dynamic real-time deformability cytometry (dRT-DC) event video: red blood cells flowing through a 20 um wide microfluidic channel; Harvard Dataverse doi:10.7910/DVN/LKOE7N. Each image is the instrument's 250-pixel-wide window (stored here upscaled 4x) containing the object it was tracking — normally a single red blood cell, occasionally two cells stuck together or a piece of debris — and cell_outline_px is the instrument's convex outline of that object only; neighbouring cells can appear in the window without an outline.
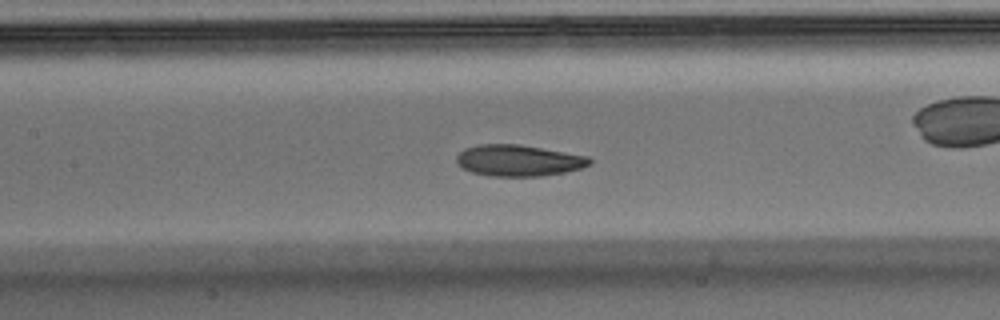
{"species": "Egyptian fruit bat (a non-hibernating species)", "species_latin": "Rousettus aegyptiacus", "temperature_condition": "warm", "stored_images_in_passage": 47, "camera_frame_rate_fps": 3000, "um_per_image_px": 0.085, "animal": {"sex": "male"}, "frame": {"image": 1, "passage_image": 21, "time_ms": 6.667, "image_size_px": [1000, 320], "cell_outline_px": [[592, 160], [588, 164], [580, 168], [564, 172], [544, 176], [488, 176], [472, 172], [460, 168], [456, 164], [456, 156], [464, 148], [476, 144], [520, 144], [588, 156]], "centroid_in_image_um": [44.01, 13.64], "position_along_channel_um": 163.4, "area_um2": 24.45}}
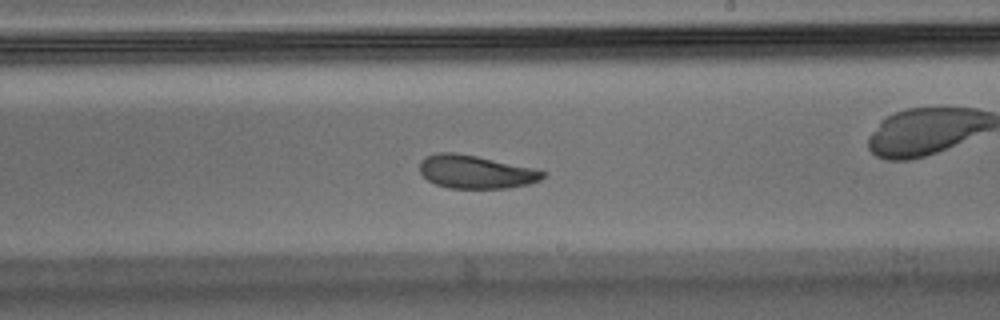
{"frame": {"image": 2, "passage_image": 27, "time_ms": 8.667, "image_size_px": [1000, 320], "cell_outline_px": [[544, 176], [540, 180], [528, 184], [508, 188], [448, 188], [436, 184], [428, 180], [420, 172], [420, 160], [428, 156], [440, 152], [452, 152], [476, 156], [536, 168], [544, 172]], "centroid_in_image_um": [40.44, 14.61], "position_along_channel_um": 248.6, "area_um2": 23.7}}